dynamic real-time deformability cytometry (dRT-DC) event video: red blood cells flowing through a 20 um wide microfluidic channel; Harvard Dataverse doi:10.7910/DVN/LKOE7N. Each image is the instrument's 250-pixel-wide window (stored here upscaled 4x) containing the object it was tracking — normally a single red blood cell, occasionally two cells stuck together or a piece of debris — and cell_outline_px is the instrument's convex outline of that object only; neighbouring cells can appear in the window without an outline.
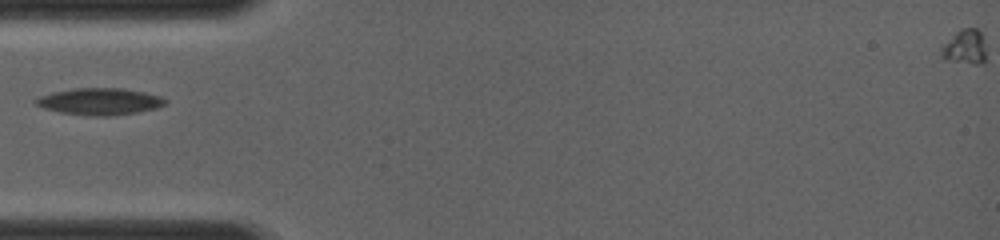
{"species": "common noctule bat (a hibernating species)", "species_latin": "Nyctalus noctula", "temperature_condition": "room temperature", "stored_images_in_passage": 36, "camera_frame_rate_fps": 4000, "um_per_image_px": 0.085, "animal": {"sex": "female", "body_mass_g": 19.0, "forearm_length_mm": 56.7}, "frame": {"image": 1, "passage_image": 1, "time_ms": 0.0, "image_size_px": [1000, 240], "cell_outline_px": [[168, 100], [164, 104], [156, 108], [136, 112], [104, 116], [96, 116], [60, 112], [44, 108], [36, 104], [32, 100], [40, 96], [52, 92], [76, 88], [120, 88], [144, 92], [160, 96]], "centroid_in_image_um": [8.45, 8.61], "position_along_channel_um": 76.5, "area_um2": 19.94}}
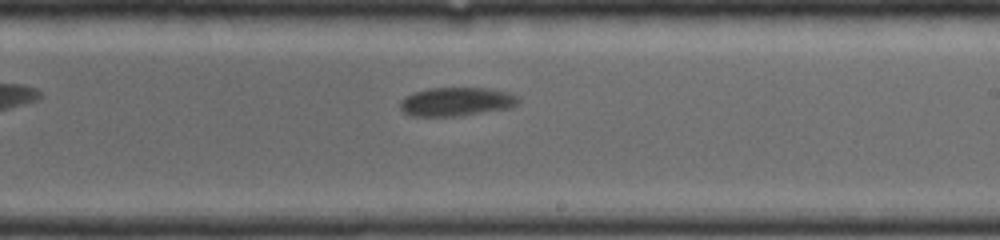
{"frame": {"image": 2, "passage_image": 16, "time_ms": 3.75, "image_size_px": [1000, 240], "cell_outline_px": [[520, 100], [516, 104], [508, 108], [456, 116], [412, 116], [404, 112], [400, 108], [400, 100], [416, 92], [432, 88], [488, 88], [508, 92], [516, 96]], "centroid_in_image_um": [38.78, 8.64], "position_along_channel_um": 250.2, "area_um2": 19.42}}
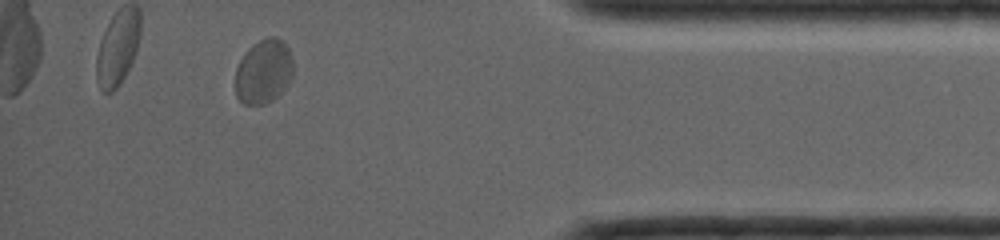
{"frame": {"image": 3, "passage_image": 32, "time_ms": 7.75, "image_size_px": [1000, 240], "cell_outline_px": [[292, 76], [288, 84], [272, 100], [264, 104], [244, 104], [236, 96], [236, 68], [240, 60], [248, 48], [252, 44], [260, 40], [272, 36], [276, 36], [288, 48], [292, 60]], "centroid_in_image_um": [22.39, 6.07], "position_along_channel_um": 412.8, "area_um2": 21.39}}